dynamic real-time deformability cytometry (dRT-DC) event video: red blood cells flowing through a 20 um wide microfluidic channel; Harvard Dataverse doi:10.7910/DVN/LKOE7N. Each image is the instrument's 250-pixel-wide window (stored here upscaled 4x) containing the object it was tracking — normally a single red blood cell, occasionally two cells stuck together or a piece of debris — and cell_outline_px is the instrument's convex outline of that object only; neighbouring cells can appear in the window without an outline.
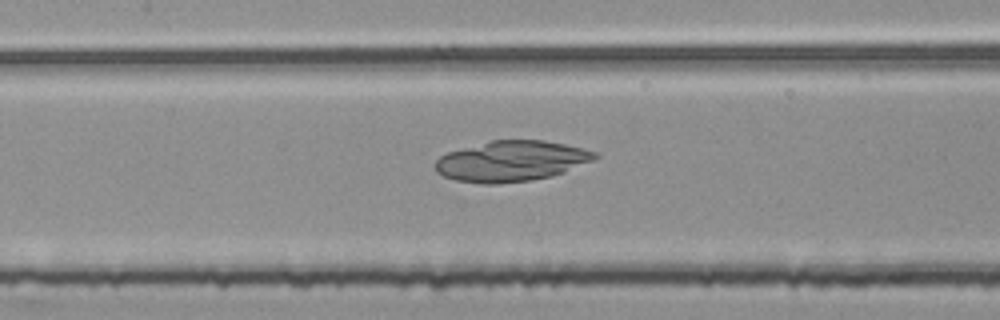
{"species": "common noctule bat (a hibernating species)", "species_latin": "Nyctalus noctula", "temperature_condition": "room temperature", "stored_images_in_passage": 50, "camera_frame_rate_fps": 3000, "um_per_image_px": 0.085, "animal": {"sex": "female", "body_mass_g": 25.1}, "frame": {"image": 1, "passage_image": 25, "time_ms": 8.0, "image_size_px": [1000, 320], "cell_outline_px": [[600, 156], [592, 160], [564, 172], [552, 176], [532, 180], [500, 184], [484, 184], [456, 180], [444, 176], [436, 172], [436, 160], [440, 156], [448, 152], [492, 140], [544, 140], [564, 144], [596, 152]], "centroid_in_image_um": [43.46, 13.7], "position_along_channel_um": 163.9, "area_um2": 37.51}}
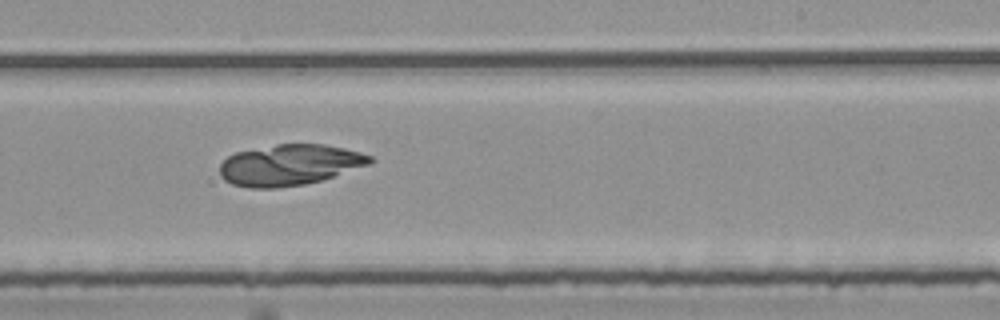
{"frame": {"image": 2, "passage_image": 33, "time_ms": 10.667, "image_size_px": [1000, 320], "cell_outline_px": [[376, 160], [372, 164], [324, 180], [304, 184], [276, 188], [248, 188], [232, 184], [224, 180], [220, 176], [220, 164], [228, 156], [236, 152], [276, 144], [324, 144], [344, 148], [360, 152], [372, 156]], "centroid_in_image_um": [24.66, 14.02], "position_along_channel_um": 264.3, "area_um2": 36.24}}
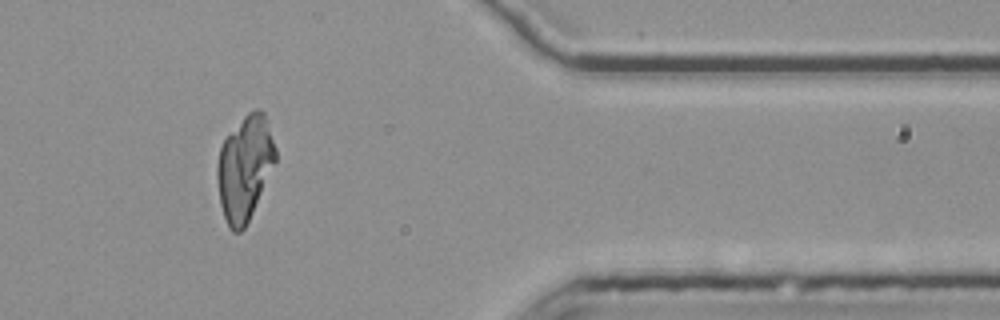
{"frame": {"image": 3, "passage_image": 45, "time_ms": 14.667, "image_size_px": [1000, 320], "cell_outline_px": [[276, 160], [252, 212], [244, 228], [240, 232], [232, 232], [228, 228], [220, 204], [216, 180], [216, 164], [220, 148], [224, 140], [244, 116], [248, 112], [256, 108], [260, 108], [264, 112], [276, 148]], "centroid_in_image_um": [20.78, 14.27], "position_along_channel_um": 390.6, "area_um2": 35.32}}